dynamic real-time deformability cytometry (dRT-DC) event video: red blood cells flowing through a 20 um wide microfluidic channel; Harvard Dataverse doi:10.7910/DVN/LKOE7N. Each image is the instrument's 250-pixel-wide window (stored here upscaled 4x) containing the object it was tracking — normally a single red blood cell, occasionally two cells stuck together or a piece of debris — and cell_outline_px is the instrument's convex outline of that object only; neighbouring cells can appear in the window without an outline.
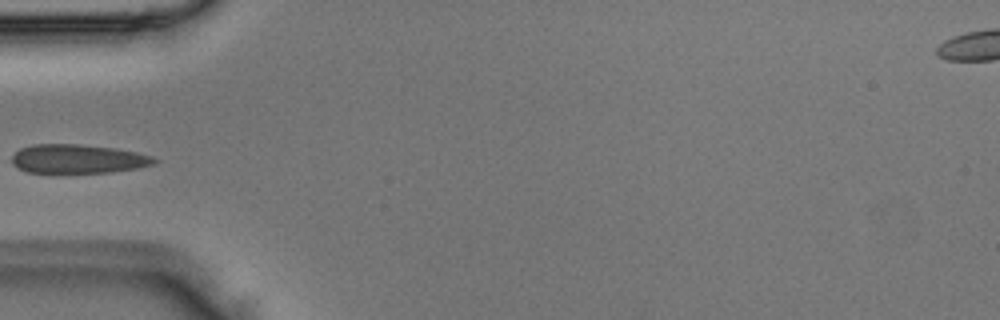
{"species": "Egyptian fruit bat (a non-hibernating species)", "species_latin": "Rousettus aegyptiacus", "temperature_condition": "room temperature", "stored_images_in_passage": 2, "camera_frame_rate_fps": 3000, "um_per_image_px": 0.085, "animal": {"sex": "male"}, "frame": {"image": 1, "passage_image": 2, "time_ms": 0.333, "image_size_px": [1000, 320], "cell_outline_px": [[160, 160], [156, 164], [140, 168], [112, 172], [56, 176], [28, 172], [12, 164], [12, 156], [20, 148], [32, 144], [76, 144], [116, 148], [136, 152], [152, 156]], "centroid_in_image_um": [6.63, 13.56], "position_along_channel_um": 78.4, "area_um2": 25.26}}